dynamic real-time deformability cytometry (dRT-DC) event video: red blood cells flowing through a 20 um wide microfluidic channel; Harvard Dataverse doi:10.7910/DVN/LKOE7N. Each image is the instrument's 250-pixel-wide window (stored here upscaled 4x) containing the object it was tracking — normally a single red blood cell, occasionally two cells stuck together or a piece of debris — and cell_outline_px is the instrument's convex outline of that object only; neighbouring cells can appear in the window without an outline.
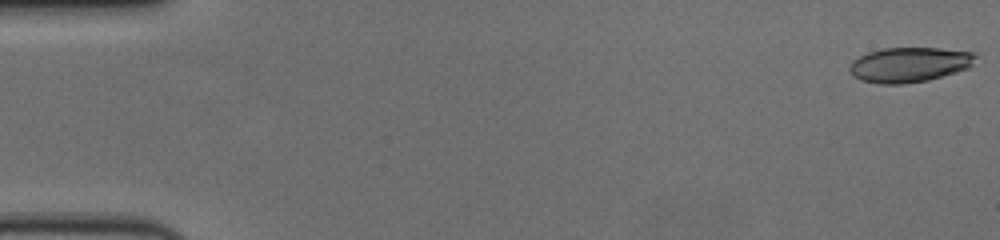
{"species": "human", "species_latin": "Homo sapiens", "temperature_condition": "cold", "stored_images_in_passage": 57, "camera_frame_rate_fps": 3000, "um_per_image_px": 0.085, "donor": {"sex": "female"}, "frame": {"image": 1, "passage_image": 1, "time_ms": 0.0, "image_size_px": [1000, 240], "cell_outline_px": [[976, 56], [972, 64], [968, 68], [956, 72], [928, 80], [904, 84], [880, 84], [860, 80], [852, 76], [848, 72], [848, 64], [852, 60], [868, 52], [884, 48], [940, 48], [976, 52]], "centroid_in_image_um": [77.25, 5.5], "position_along_channel_um": 7.8, "area_um2": 25.89}}
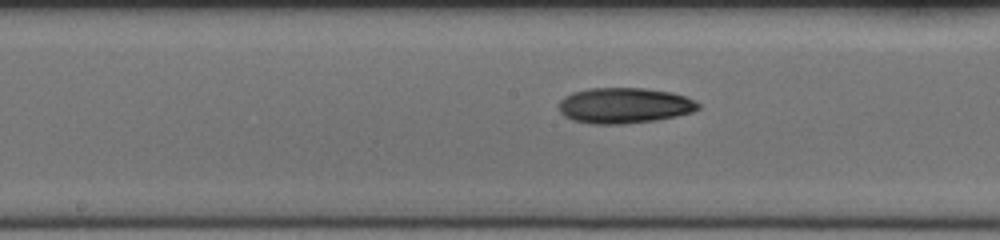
{"frame": {"image": 2, "passage_image": 30, "time_ms": 9.667, "image_size_px": [1000, 240], "cell_outline_px": [[700, 108], [692, 112], [676, 116], [656, 120], [624, 124], [592, 124], [572, 120], [564, 116], [560, 112], [560, 100], [564, 96], [572, 92], [588, 88], [644, 88], [672, 92], [696, 100], [700, 104]], "centroid_in_image_um": [53.07, 8.97], "position_along_channel_um": 195.1, "area_um2": 29.13}}
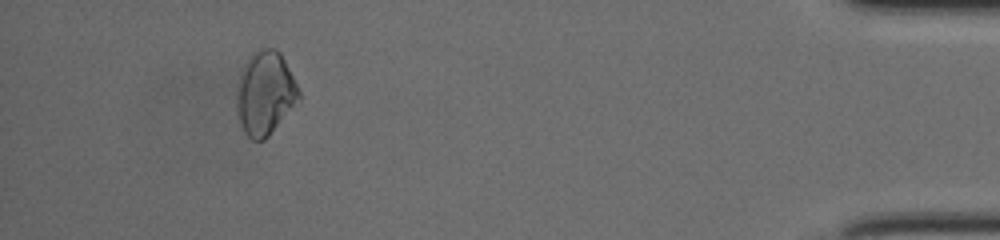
{"frame": {"image": 3, "passage_image": 53, "time_ms": 17.333, "image_size_px": [1000, 240], "cell_outline_px": [[300, 100], [268, 136], [264, 140], [252, 140], [244, 132], [240, 124], [236, 112], [236, 88], [244, 64], [248, 56], [252, 52], [260, 48], [276, 48], [280, 52], [300, 92]], "centroid_in_image_um": [22.51, 7.92], "position_along_channel_um": 412.7, "area_um2": 30.4}, "authors_computed_cell_mechanics": {"area_um2": 28.033, "velocity_mm_per_s": 3.6542, "shape_relaxation_time_tau1_ms": 4.1038, "shape_relaxation_time_tau2_ms": null, "deformation_change_tau1": 0.1003, "deformation_change_tau2": null}}